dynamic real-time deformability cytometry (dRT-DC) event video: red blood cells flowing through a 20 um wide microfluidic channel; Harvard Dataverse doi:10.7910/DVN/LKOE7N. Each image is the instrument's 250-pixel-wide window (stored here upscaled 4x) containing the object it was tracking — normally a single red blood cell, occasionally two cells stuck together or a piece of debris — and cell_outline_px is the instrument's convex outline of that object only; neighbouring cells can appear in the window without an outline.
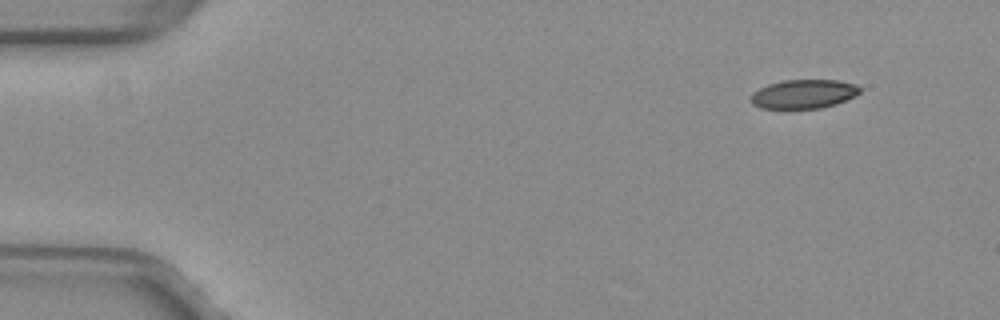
{"species": "common noctule bat (a hibernating species)", "species_latin": "Nyctalus noctula", "temperature_condition": "warm", "stored_images_in_passage": 48, "camera_frame_rate_fps": 3000, "um_per_image_px": 0.085, "animal": {"sex": "female", "body_mass_g": 29.2, "forearm_length_mm": 56.3}, "frame": {"image": 1, "passage_image": 1, "time_ms": 0.0, "image_size_px": [1000, 320], "cell_outline_px": [[860, 92], [856, 96], [836, 104], [820, 108], [760, 108], [752, 104], [752, 92], [768, 84], [784, 80], [840, 80], [856, 84], [860, 88]], "centroid_in_image_um": [68.34, 7.98], "position_along_channel_um": 16.7, "area_um2": 18.38}}
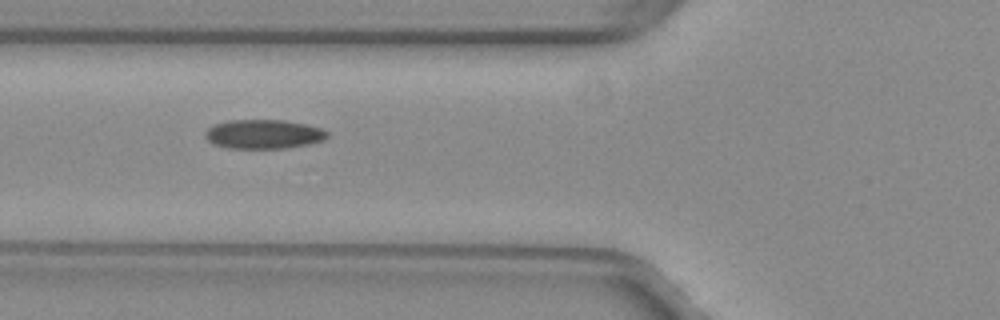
{"frame": {"image": 2, "passage_image": 16, "time_ms": 5.0, "image_size_px": [1000, 320], "cell_outline_px": [[328, 136], [324, 140], [308, 144], [284, 148], [228, 148], [212, 144], [204, 136], [204, 132], [212, 124], [228, 120], [284, 120], [304, 124], [320, 128], [328, 132]], "centroid_in_image_um": [22.35, 11.4], "position_along_channel_um": 103.4, "area_um2": 20.81}}
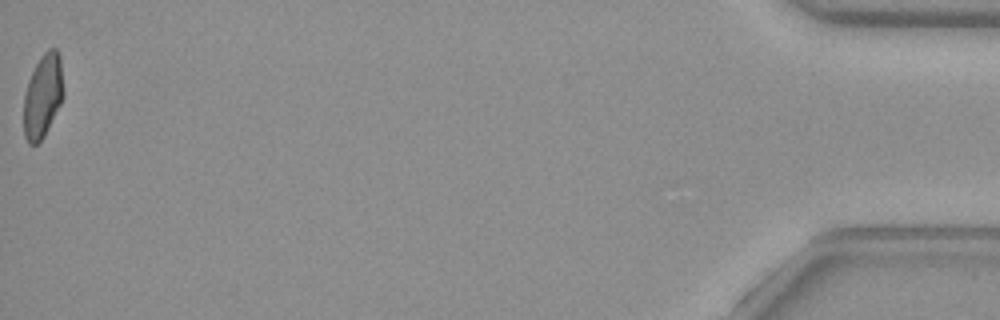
{"frame": {"image": 3, "passage_image": 48, "time_ms": 15.667, "image_size_px": [1000, 320], "cell_outline_px": [[64, 96], [44, 136], [36, 144], [28, 144], [24, 136], [24, 96], [28, 80], [40, 56], [48, 48], [56, 48], [60, 56], [64, 92]], "centroid_in_image_um": [3.64, 8.13], "position_along_channel_um": 431.6, "area_um2": 19.36}, "authors_computed_cell_mechanics": {"area_um2": 20.1433, "velocity_mm_per_s": 4.0411, "shape_relaxation_time_tau1_ms": null, "shape_relaxation_time_tau2_ms": 1.8056, "deformation_change_tau1": null, "deformation_change_tau2": 0.0891}}